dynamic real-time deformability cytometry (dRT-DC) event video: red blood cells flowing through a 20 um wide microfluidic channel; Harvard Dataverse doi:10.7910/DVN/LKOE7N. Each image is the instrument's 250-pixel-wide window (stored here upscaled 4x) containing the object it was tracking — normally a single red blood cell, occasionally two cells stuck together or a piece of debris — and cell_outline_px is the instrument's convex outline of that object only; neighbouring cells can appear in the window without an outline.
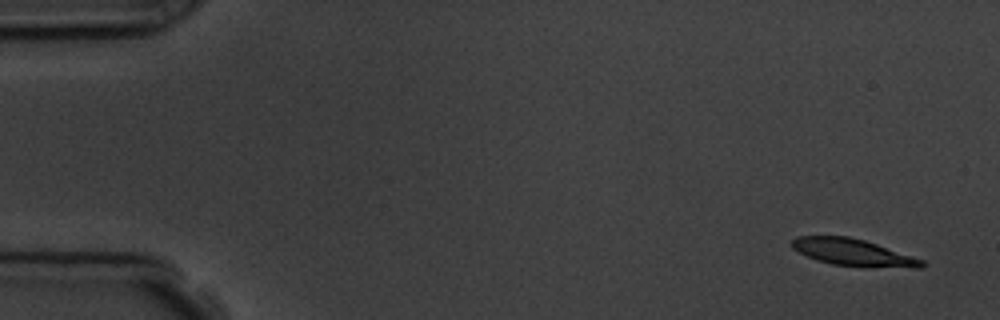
{"species": "common noctule bat (a hibernating species)", "species_latin": "Nyctalus noctula", "temperature_condition": "room temperature", "stored_images_in_passage": 5, "segment_of_instrument_passage": [1, 2], "camera_frame_rate_fps": 3000, "um_per_image_px": 0.085, "animal": {"sex": "male", "body_mass_g": 19.5, "forearm_length_mm": 54.6}, "frame": {"image": 1, "passage_image": 1, "time_ms": 0.0, "image_size_px": [1000, 320], "cell_outline_px": [[924, 264], [920, 268], [912, 268], [832, 264], [816, 260], [792, 248], [792, 240], [796, 236], [848, 236], [864, 240], [924, 260]], "centroid_in_image_um": [72.49, 21.44], "position_along_channel_um": 12.5, "area_um2": 19.83}}
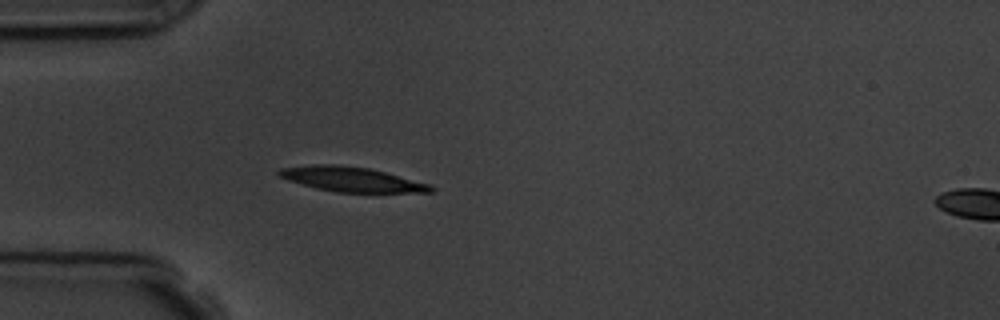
{"frame": {"image": 2, "passage_image": 4, "time_ms": 4.333, "image_size_px": [1000, 320], "cell_outline_px": [[436, 188], [432, 192], [336, 192], [316, 188], [288, 180], [280, 176], [276, 172], [280, 168], [312, 164], [336, 164], [368, 168], [432, 184]], "centroid_in_image_um": [29.89, 15.23], "position_along_channel_um": 55.1, "area_um2": 21.79}}